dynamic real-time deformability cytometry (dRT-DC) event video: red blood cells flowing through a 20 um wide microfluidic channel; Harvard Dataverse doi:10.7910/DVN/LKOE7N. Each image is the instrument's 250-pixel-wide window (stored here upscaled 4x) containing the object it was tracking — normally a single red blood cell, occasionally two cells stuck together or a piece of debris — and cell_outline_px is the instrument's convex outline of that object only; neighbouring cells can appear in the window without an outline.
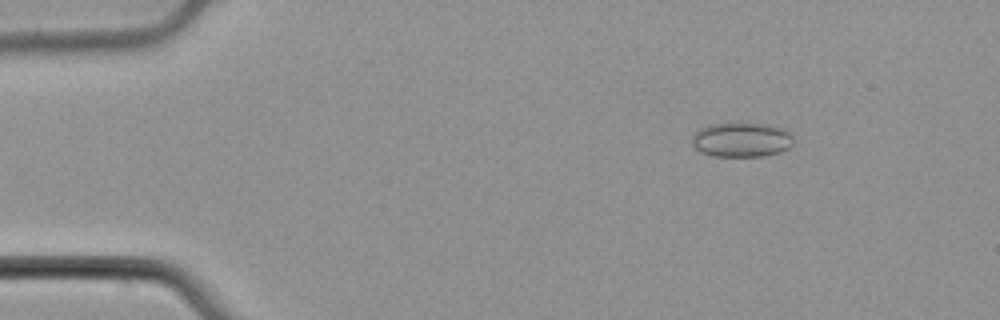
{"species": "common noctule bat (a hibernating species)", "species_latin": "Nyctalus noctula", "temperature_condition": "cold", "stored_images_in_passage": 53, "camera_frame_rate_fps": 3000, "um_per_image_px": 0.085, "animal": {"sex": "male", "body_mass_g": 21.5, "forearm_length_mm": 52.0}, "frame": {"image": 1, "passage_image": 8, "time_ms": 2.333, "image_size_px": [1000, 320], "cell_outline_px": [[792, 144], [788, 148], [780, 152], [764, 156], [716, 156], [704, 152], [696, 148], [692, 144], [692, 136], [700, 128], [712, 124], [740, 120], [748, 120], [784, 128], [792, 136]], "centroid_in_image_um": [63.05, 11.82], "position_along_channel_um": 22.0, "area_um2": 20.98}}
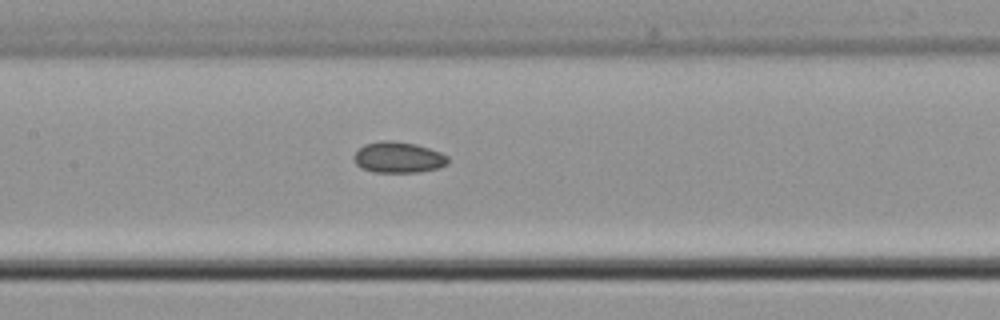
{"frame": {"image": 2, "passage_image": 26, "time_ms": 8.333, "image_size_px": [1000, 320], "cell_outline_px": [[448, 164], [436, 168], [420, 172], [372, 172], [360, 168], [356, 164], [356, 152], [364, 144], [380, 140], [392, 140], [416, 144], [440, 152], [448, 156]], "centroid_in_image_um": [33.86, 13.37], "position_along_channel_um": 173.5, "area_um2": 16.94}}
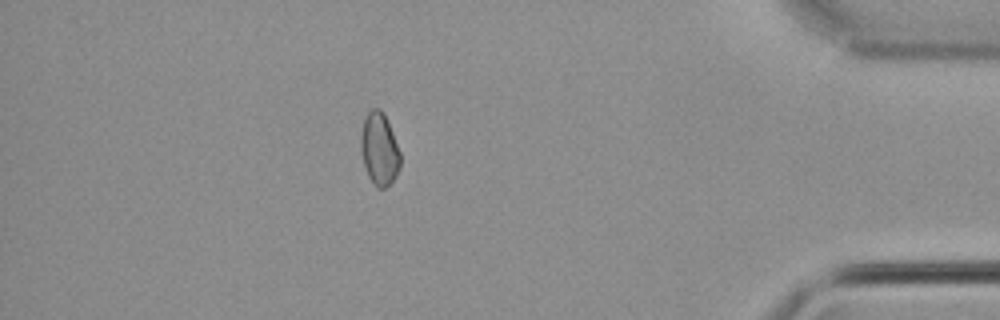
{"frame": {"image": 3, "passage_image": 47, "time_ms": 15.333, "image_size_px": [1000, 320], "cell_outline_px": [[400, 168], [396, 176], [384, 188], [376, 188], [368, 176], [360, 152], [360, 136], [364, 120], [368, 112], [372, 108], [380, 108], [384, 112], [388, 120], [400, 152]], "centroid_in_image_um": [32.24, 12.65], "position_along_channel_um": 403.0, "area_um2": 16.82}, "authors_computed_cell_mechanics": {"area_um2": 17.1666, "velocity_mm_per_s": 3.9125, "shape_relaxation_time_tau1_ms": null, "shape_relaxation_time_tau2_ms": 7.7247, "deformation_change_tau1": null, "deformation_change_tau2": 0.1001}}